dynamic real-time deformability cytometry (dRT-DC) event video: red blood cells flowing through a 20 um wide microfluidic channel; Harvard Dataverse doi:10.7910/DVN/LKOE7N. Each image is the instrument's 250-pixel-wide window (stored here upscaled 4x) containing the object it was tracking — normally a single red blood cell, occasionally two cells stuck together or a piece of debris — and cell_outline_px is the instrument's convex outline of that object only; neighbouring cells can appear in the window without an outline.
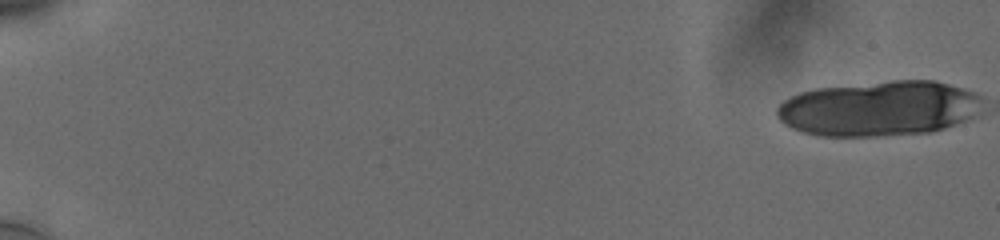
{"species": "human", "species_latin": "Homo sapiens", "temperature_condition": "cold", "stored_images_in_passage": 18, "camera_frame_rate_fps": 3000, "um_per_image_px": 0.085, "donor": {"sex": "male"}, "frame": {"image": 1, "passage_image": 1, "time_ms": 0.0, "image_size_px": [1000, 240], "cell_outline_px": [[980, 100], [972, 116], [956, 124], [932, 132], [880, 136], [816, 136], [800, 132], [784, 124], [776, 116], [776, 108], [784, 100], [800, 92], [816, 88], [892, 80], [932, 80], [948, 84], [976, 92], [980, 96]], "centroid_in_image_um": [74.64, 9.23], "position_along_channel_um": 10.4, "area_um2": 66.01}}